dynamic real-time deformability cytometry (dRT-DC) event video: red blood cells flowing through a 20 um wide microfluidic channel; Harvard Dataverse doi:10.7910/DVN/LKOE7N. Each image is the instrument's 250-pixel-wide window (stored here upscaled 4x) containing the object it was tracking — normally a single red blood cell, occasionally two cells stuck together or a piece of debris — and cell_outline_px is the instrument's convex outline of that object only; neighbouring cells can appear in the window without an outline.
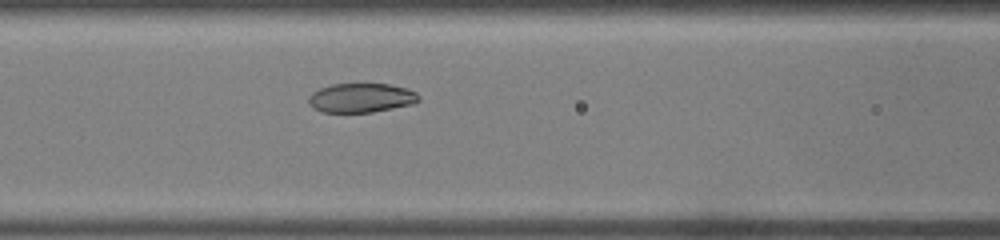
{"species": "common noctule bat (a hibernating species)", "species_latin": "Nyctalus noctula", "temperature_condition": "warm", "stored_images_in_passage": 32, "camera_frame_rate_fps": 3000, "um_per_image_px": 0.085, "animal": {"sex": "male", "body_mass_g": 19.0, "forearm_length_mm": 50.8}, "frame": {"image": 1, "passage_image": 11, "time_ms": 3.333, "image_size_px": [1000, 240], "cell_outline_px": [[420, 100], [412, 104], [372, 112], [320, 112], [312, 108], [308, 104], [308, 96], [312, 92], [320, 88], [332, 84], [388, 84], [408, 88], [416, 92], [420, 96]], "centroid_in_image_um": [30.67, 8.32], "position_along_channel_um": 135.9, "area_um2": 18.9}}
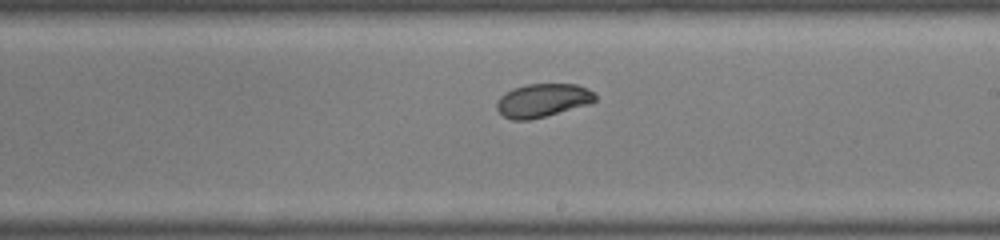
{"frame": {"image": 2, "passage_image": 17, "time_ms": 5.333, "image_size_px": [1000, 240], "cell_outline_px": [[596, 100], [592, 104], [528, 120], [512, 120], [504, 116], [496, 108], [496, 100], [504, 92], [512, 88], [528, 84], [576, 84], [592, 92], [596, 96]], "centroid_in_image_um": [46.1, 8.53], "position_along_channel_um": 242.9, "area_um2": 19.19}}
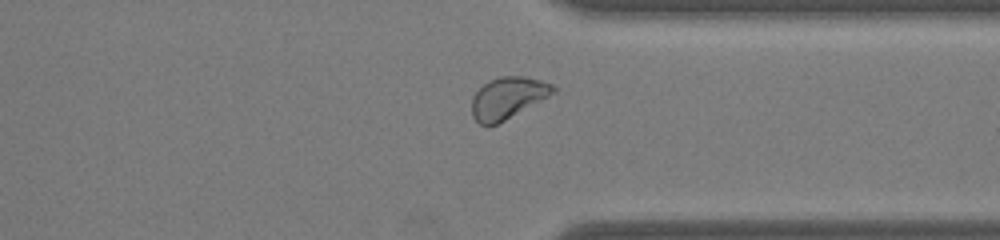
{"frame": {"image": 3, "passage_image": 24, "time_ms": 7.667, "image_size_px": [1000, 240], "cell_outline_px": [[556, 92], [504, 120], [488, 128], [480, 124], [472, 116], [472, 96], [488, 80], [500, 76], [524, 76], [540, 80], [552, 84], [556, 88]], "centroid_in_image_um": [43.13, 8.32], "position_along_channel_um": 368.3, "area_um2": 19.65}}